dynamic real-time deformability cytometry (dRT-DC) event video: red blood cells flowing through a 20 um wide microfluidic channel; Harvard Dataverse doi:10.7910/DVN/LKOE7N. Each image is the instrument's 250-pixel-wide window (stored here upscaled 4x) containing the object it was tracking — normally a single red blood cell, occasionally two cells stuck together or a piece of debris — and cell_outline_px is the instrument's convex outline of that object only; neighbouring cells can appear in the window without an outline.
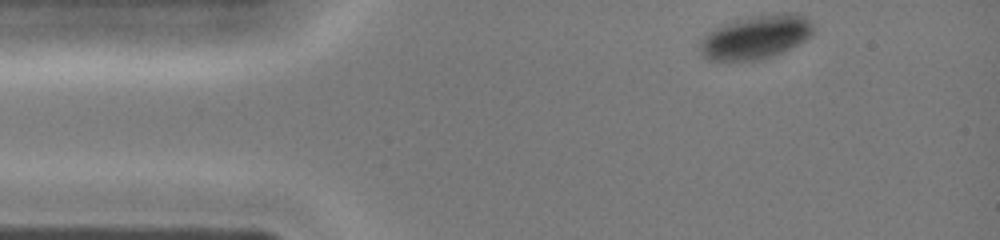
{"species": "common noctule bat (a hibernating species)", "species_latin": "Nyctalus noctula", "temperature_condition": "cold", "stored_images_in_passage": 33, "camera_frame_rate_fps": 3000, "um_per_image_px": 0.085, "animal": {"sex": "female", "body_mass_g": 19.0, "forearm_length_mm": 51.5}, "frame": {"image": 1, "passage_image": 1, "time_ms": 0.0, "image_size_px": [1000, 240], "cell_outline_px": [[816, 28], [812, 36], [784, 52], [756, 60], [708, 60], [700, 52], [700, 40], [708, 32], [724, 24], [736, 20], [752, 16], [780, 12], [796, 12], [812, 20]], "centroid_in_image_um": [64.32, 3.12], "position_along_channel_um": 20.7, "area_um2": 29.13}}
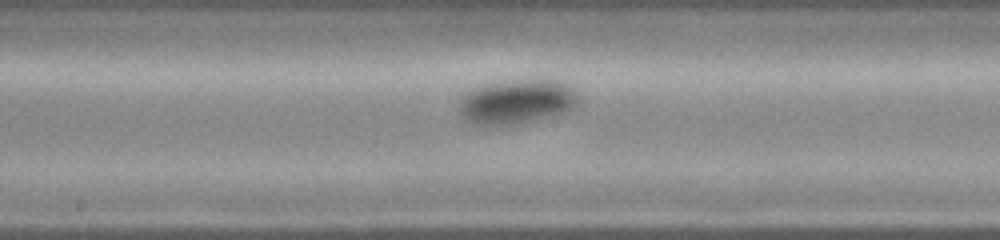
{"frame": {"image": 2, "passage_image": 17, "time_ms": 5.333, "image_size_px": [1000, 240], "cell_outline_px": [[580, 100], [572, 108], [564, 112], [516, 124], [472, 124], [464, 120], [460, 112], [460, 104], [464, 96], [476, 88], [484, 84], [536, 76], [548, 76], [572, 88], [580, 96]], "centroid_in_image_um": [43.98, 8.58], "position_along_channel_um": 204.2, "area_um2": 31.1}}
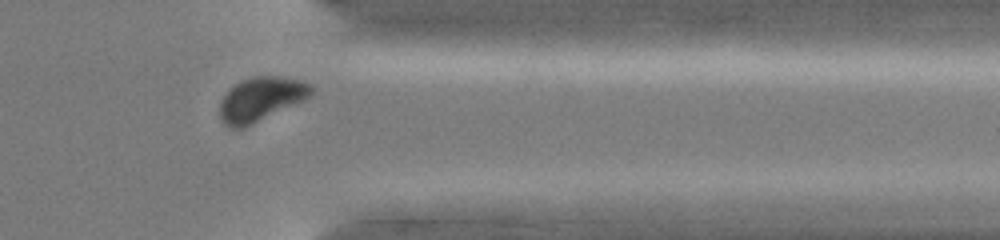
{"frame": {"image": 3, "passage_image": 29, "time_ms": 9.333, "image_size_px": [1000, 240], "cell_outline_px": [[312, 92], [304, 100], [244, 128], [228, 128], [224, 124], [220, 116], [220, 104], [224, 96], [236, 84], [252, 76], [276, 76], [300, 80], [312, 84]], "centroid_in_image_um": [22.18, 8.44], "position_along_channel_um": 389.2, "area_um2": 23.12}}